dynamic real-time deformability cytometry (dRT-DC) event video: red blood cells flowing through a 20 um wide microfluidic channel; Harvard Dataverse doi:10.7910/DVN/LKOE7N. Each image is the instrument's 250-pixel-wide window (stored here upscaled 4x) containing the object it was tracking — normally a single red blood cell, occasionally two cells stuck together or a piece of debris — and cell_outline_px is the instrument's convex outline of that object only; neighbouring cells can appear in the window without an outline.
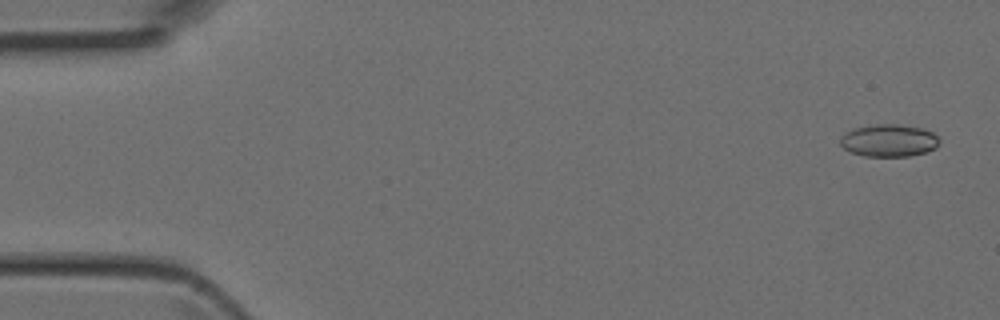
{"species": "Egyptian fruit bat (a non-hibernating species)", "species_latin": "Rousettus aegyptiacus", "temperature_condition": "room temperature", "stored_images_in_passage": 5, "camera_frame_rate_fps": 3000, "um_per_image_px": 0.085, "animal": {"sex": "female"}, "frame": {"image": 1, "passage_image": 1, "time_ms": 0.0, "image_size_px": [1000, 320], "cell_outline_px": [[940, 140], [936, 148], [924, 152], [908, 156], [864, 156], [852, 152], [844, 148], [840, 144], [840, 136], [852, 128], [876, 124], [896, 124], [920, 128], [932, 132]], "centroid_in_image_um": [75.53, 11.94], "position_along_channel_um": 9.5, "area_um2": 18.61}}
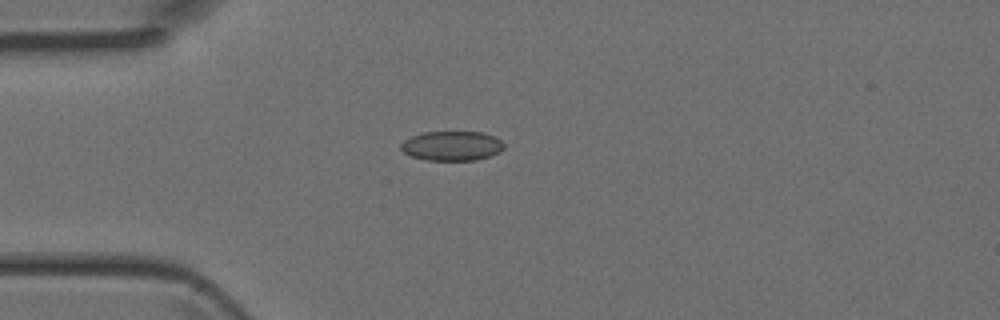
{"frame": {"image": 2, "passage_image": 4, "time_ms": 1.0, "image_size_px": [1000, 320], "cell_outline_px": [[504, 148], [500, 152], [492, 156], [476, 160], [424, 160], [412, 156], [404, 152], [400, 148], [400, 144], [404, 140], [412, 136], [424, 132], [484, 132], [496, 136], [504, 144]], "centroid_in_image_um": [38.44, 12.4], "position_along_channel_um": 46.6, "area_um2": 17.92}}
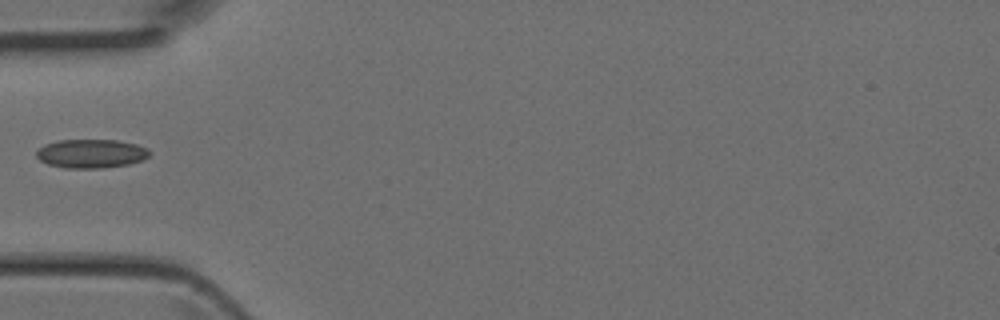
{"frame": {"image": 3, "passage_image": 5, "time_ms": 1.333, "image_size_px": [1000, 320], "cell_outline_px": [[152, 152], [144, 160], [128, 164], [104, 168], [64, 168], [48, 164], [40, 160], [36, 156], [36, 152], [44, 144], [60, 140], [116, 140], [136, 144], [148, 148]], "centroid_in_image_um": [7.77, 13.06], "position_along_channel_um": 77.2, "area_um2": 19.07}}